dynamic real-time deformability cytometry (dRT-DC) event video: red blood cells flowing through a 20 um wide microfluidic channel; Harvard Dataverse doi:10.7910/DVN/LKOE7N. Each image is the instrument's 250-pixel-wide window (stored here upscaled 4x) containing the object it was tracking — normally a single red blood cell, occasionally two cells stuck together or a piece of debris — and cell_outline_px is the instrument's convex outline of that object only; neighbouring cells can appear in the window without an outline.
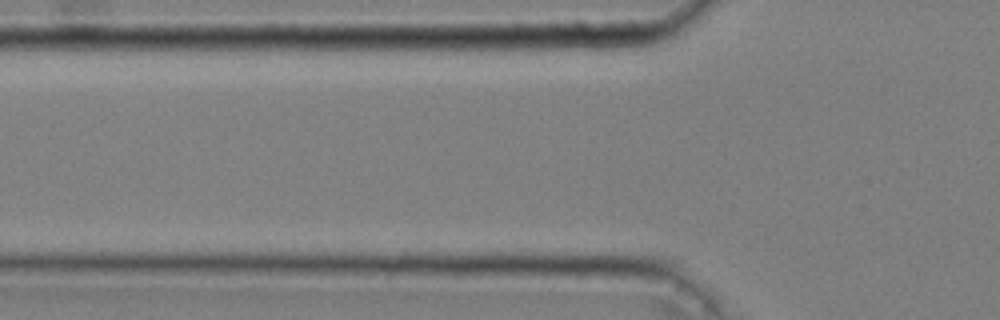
{"species": "common noctule bat (a hibernating species)", "species_latin": "Nyctalus noctula", "temperature_condition": "cold", "stored_images_in_passage": 4, "camera_frame_rate_fps": 3000, "um_per_image_px": 0.085, "animal": {"sex": "male", "body_mass_g": 20.4}, "frame": {"image": 1, "passage_image": 4, "time_ms": 1.0, "image_size_px": [1000, 320], "cell_outline_px": [[636, 44], [596, 48], [492, 48], [496, 44], [520, 36], [632, 36]], "centroid_in_image_um": [48.1, 3.57], "position_along_channel_um": 77.7, "area_um2": 10.81}}